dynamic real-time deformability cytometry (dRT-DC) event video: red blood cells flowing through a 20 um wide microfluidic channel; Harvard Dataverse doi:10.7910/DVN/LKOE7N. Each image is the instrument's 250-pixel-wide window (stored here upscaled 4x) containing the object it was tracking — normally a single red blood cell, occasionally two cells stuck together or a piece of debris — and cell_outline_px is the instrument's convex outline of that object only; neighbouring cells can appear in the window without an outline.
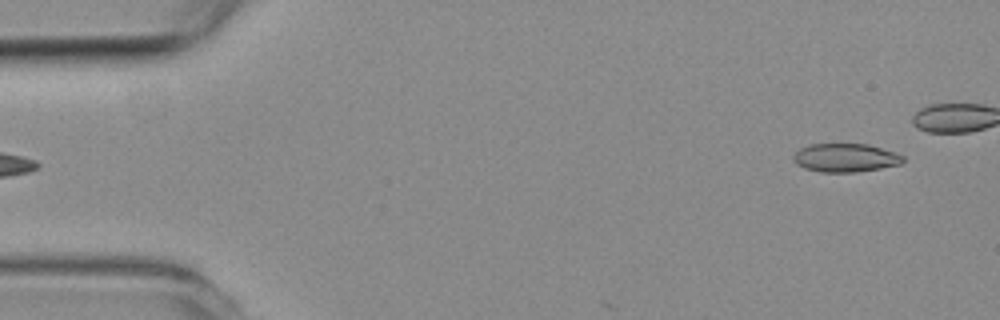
{"species": "common noctule bat (a hibernating species)", "species_latin": "Nyctalus noctula", "temperature_condition": "room temperature", "stored_images_in_passage": 4, "camera_frame_rate_fps": 3000, "um_per_image_px": 0.085, "animal": {"sex": "female", "body_mass_g": 19.3, "forearm_length_mm": 54.1}, "frame": {"image": 1, "passage_image": 4, "time_ms": 4.333, "image_size_px": [1000, 320], "cell_outline_px": [[904, 160], [900, 164], [880, 168], [856, 172], [820, 172], [804, 168], [796, 164], [792, 160], [792, 156], [800, 148], [808, 144], [868, 144], [896, 152], [904, 156]], "centroid_in_image_um": [71.84, 13.4], "position_along_channel_um": 13.2, "area_um2": 18.32}}